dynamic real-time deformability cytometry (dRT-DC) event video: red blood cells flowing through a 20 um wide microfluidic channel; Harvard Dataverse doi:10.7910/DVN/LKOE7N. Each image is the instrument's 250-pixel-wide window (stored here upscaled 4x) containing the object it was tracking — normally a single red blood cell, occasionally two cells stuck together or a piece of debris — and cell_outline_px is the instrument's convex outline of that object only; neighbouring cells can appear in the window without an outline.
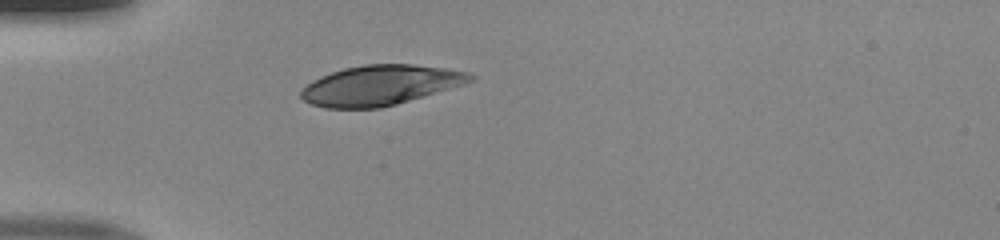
{"species": "human", "species_latin": "Homo sapiens", "temperature_condition": "room temperature", "stored_images_in_passage": 35, "camera_frame_rate_fps": 3000, "um_per_image_px": 0.085, "donor": {"sex": "male"}, "frame": {"image": 1, "passage_image": 1, "time_ms": 0.0, "image_size_px": [1000, 240], "cell_outline_px": [[476, 80], [396, 104], [380, 108], [324, 108], [312, 104], [304, 100], [300, 96], [300, 92], [312, 80], [320, 76], [344, 68], [364, 64], [412, 64], [444, 68], [468, 72], [476, 76]], "centroid_in_image_um": [32.32, 7.24], "position_along_channel_um": 52.7, "area_um2": 39.19}}
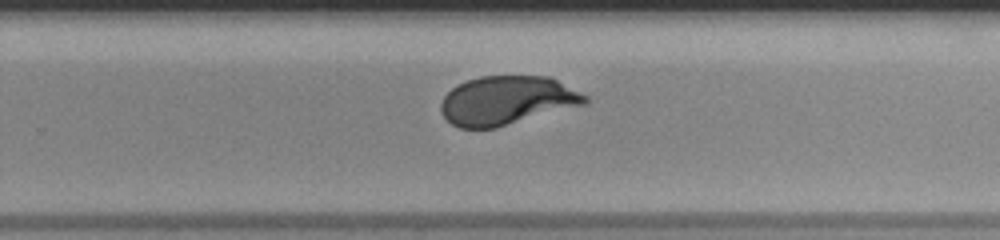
{"frame": {"image": 2, "passage_image": 19, "time_ms": 6.0, "image_size_px": [1000, 240], "cell_outline_px": [[588, 104], [496, 128], [460, 128], [452, 124], [440, 112], [440, 104], [444, 96], [452, 88], [468, 80], [480, 76], [548, 76], [588, 96]], "centroid_in_image_um": [43.1, 8.55], "position_along_channel_um": 286.7, "area_um2": 41.04}}
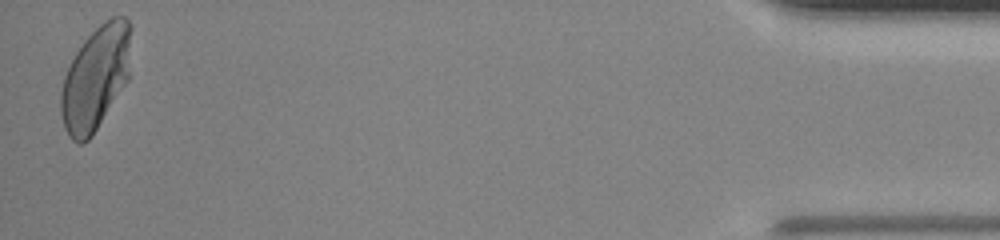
{"frame": {"image": 3, "passage_image": 35, "time_ms": 11.333, "image_size_px": [1000, 240], "cell_outline_px": [[132, 28], [128, 80], [92, 136], [84, 144], [76, 144], [68, 136], [64, 128], [60, 112], [60, 92], [64, 76], [76, 52], [84, 40], [104, 20], [112, 16], [124, 16], [132, 24]], "centroid_in_image_um": [8.13, 6.63], "position_along_channel_um": 427.1, "area_um2": 42.89}}